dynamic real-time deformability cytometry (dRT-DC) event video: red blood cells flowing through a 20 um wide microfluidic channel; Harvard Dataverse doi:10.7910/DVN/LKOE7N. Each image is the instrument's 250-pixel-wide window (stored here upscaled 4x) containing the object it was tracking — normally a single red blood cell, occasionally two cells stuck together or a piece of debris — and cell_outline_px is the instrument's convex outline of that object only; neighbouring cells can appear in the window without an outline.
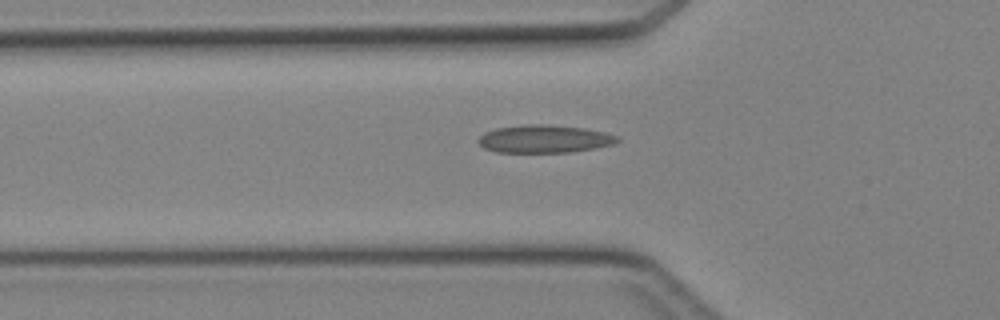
{"species": "Egyptian fruit bat (a non-hibernating species)", "species_latin": "Rousettus aegyptiacus", "temperature_condition": "cold", "stored_images_in_passage": 46, "camera_frame_rate_fps": 3000, "um_per_image_px": 0.085, "animal": {"sex": "female"}, "frame": {"image": 1, "passage_image": 16, "time_ms": 5.0, "image_size_px": [1000, 320], "cell_outline_px": [[620, 140], [612, 144], [596, 148], [568, 152], [496, 152], [484, 148], [476, 140], [484, 132], [496, 128], [528, 124], [548, 124], [584, 128], [604, 132], [620, 136]], "centroid_in_image_um": [46.27, 11.8], "position_along_channel_um": 79.5, "area_um2": 22.6}}
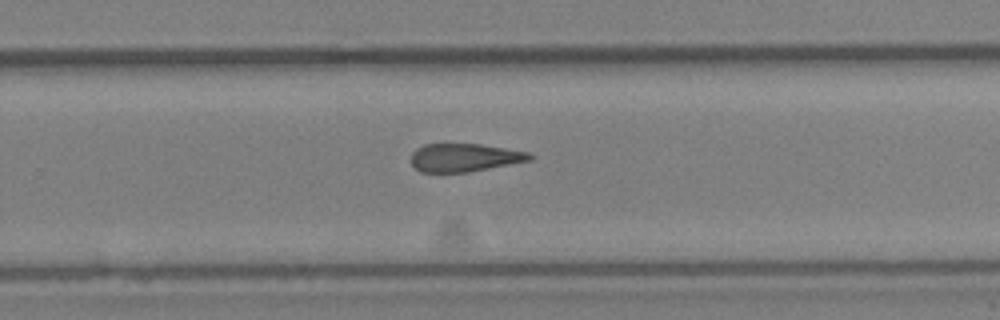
{"frame": {"image": 2, "passage_image": 30, "time_ms": 9.667, "image_size_px": [1000, 320], "cell_outline_px": [[536, 156], [532, 160], [468, 172], [420, 172], [412, 164], [412, 152], [416, 148], [424, 144], [480, 144], [528, 152]], "centroid_in_image_um": [39.49, 13.39], "position_along_channel_um": 290.3, "area_um2": 19.42}}
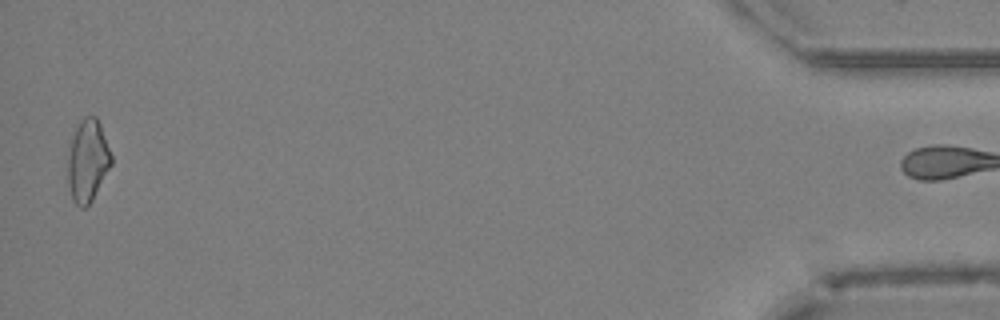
{"frame": {"image": 3, "passage_image": 45, "time_ms": 14.667, "image_size_px": [1000, 320], "cell_outline_px": [[112, 164], [92, 200], [84, 208], [80, 208], [72, 200], [68, 184], [68, 156], [72, 136], [80, 120], [84, 116], [96, 116], [100, 124], [112, 156]], "centroid_in_image_um": [7.45, 13.67], "position_along_channel_um": 427.8, "area_um2": 20.75}}